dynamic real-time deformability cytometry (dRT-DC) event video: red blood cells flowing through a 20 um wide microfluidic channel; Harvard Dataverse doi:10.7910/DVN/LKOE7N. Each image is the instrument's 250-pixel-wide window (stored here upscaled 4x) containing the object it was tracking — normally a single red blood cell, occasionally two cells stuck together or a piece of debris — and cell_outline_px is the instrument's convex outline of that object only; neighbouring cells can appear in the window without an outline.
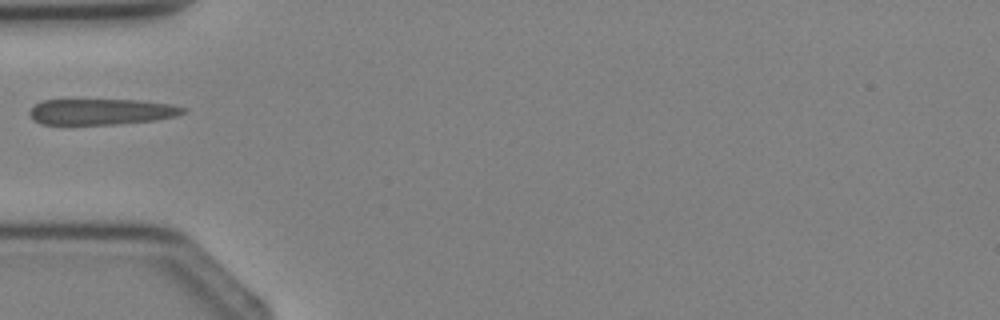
{"species": "Egyptian fruit bat (a non-hibernating species)", "species_latin": "Rousettus aegyptiacus", "temperature_condition": "cold", "stored_images_in_passage": 1, "camera_frame_rate_fps": 3000, "um_per_image_px": 0.085, "animal": {"sex": "female"}, "frame": {"image": 1, "passage_image": 1, "time_ms": 0.0, "image_size_px": [1000, 320], "cell_outline_px": [[188, 108], [184, 112], [176, 116], [156, 120], [116, 124], [40, 124], [32, 120], [28, 112], [36, 104], [44, 100], [140, 100], [172, 104]], "centroid_in_image_um": [8.63, 9.49], "position_along_channel_um": 76.4, "area_um2": 23.24}}